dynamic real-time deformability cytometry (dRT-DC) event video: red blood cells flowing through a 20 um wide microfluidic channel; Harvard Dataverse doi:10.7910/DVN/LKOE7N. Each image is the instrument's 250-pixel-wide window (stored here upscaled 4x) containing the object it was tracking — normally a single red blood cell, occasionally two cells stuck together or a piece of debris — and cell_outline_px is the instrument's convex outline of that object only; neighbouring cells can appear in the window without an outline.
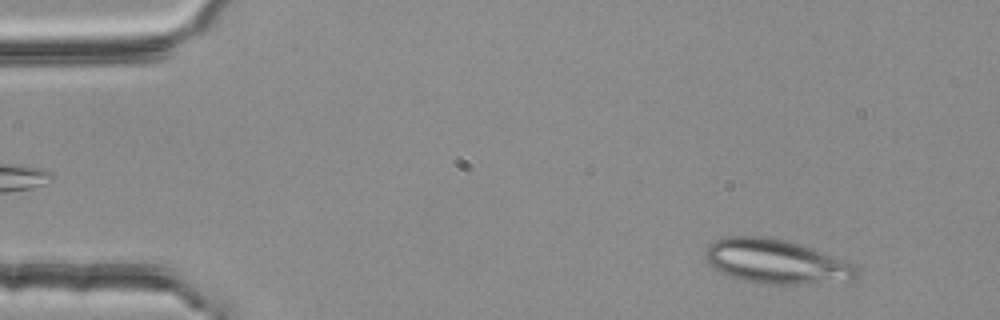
{"species": "common noctule bat (a hibernating species)", "species_latin": "Nyctalus noctula", "temperature_condition": "room temperature", "stored_images_in_passage": 4, "camera_frame_rate_fps": 3000, "um_per_image_px": 0.085, "animal": {"sex": "female", "body_mass_g": 25.1}, "frame": {"image": 1, "passage_image": 4, "time_ms": 1.0, "image_size_px": [1000, 320], "cell_outline_px": [[860, 272], [848, 284], [764, 284], [732, 276], [720, 272], [708, 264], [704, 256], [704, 252], [708, 244], [716, 240], [728, 236], [764, 236], [784, 240], [800, 244], [856, 264], [860, 268]], "centroid_in_image_um": [66.07, 22.25], "position_along_channel_um": 18.9, "area_um2": 39.71}}